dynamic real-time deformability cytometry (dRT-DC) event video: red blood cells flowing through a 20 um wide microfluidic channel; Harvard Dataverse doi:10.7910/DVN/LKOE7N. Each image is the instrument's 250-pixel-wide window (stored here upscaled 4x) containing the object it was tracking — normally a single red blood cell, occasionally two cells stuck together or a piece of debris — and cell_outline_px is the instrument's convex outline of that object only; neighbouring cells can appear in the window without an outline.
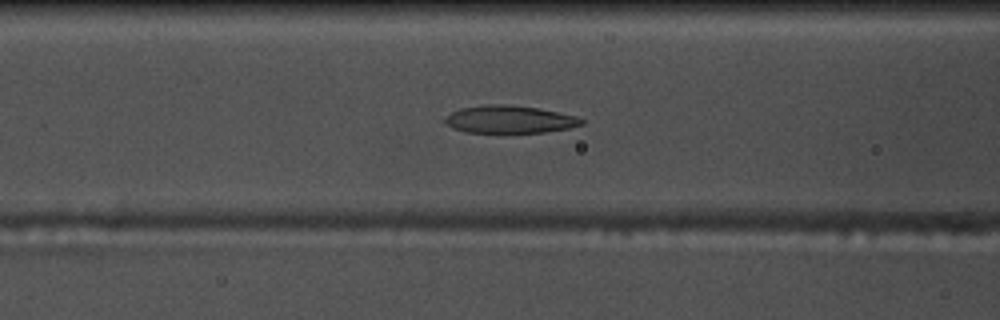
{"species": "common noctule bat (a hibernating species)", "species_latin": "Nyctalus noctula", "temperature_condition": "warm", "stored_images_in_passage": 41, "camera_frame_rate_fps": 3000, "um_per_image_px": 0.085, "animal": {"sex": "male", "body_mass_g": 17.5, "forearm_length_mm": 52.3}, "frame": {"image": 1, "passage_image": 15, "time_ms": 4.667, "image_size_px": [1000, 320], "cell_outline_px": [[584, 124], [568, 128], [544, 132], [464, 132], [452, 128], [444, 124], [440, 120], [452, 112], [460, 108], [488, 104], [500, 104], [536, 108], [576, 116], [584, 120]], "centroid_in_image_um": [43.23, 10.15], "position_along_channel_um": 123.4, "area_um2": 21.85}}
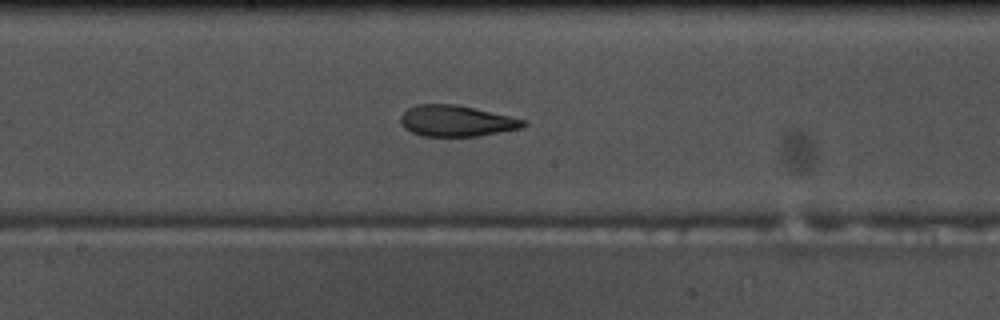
{"frame": {"image": 2, "passage_image": 22, "time_ms": 7.0, "image_size_px": [1000, 320], "cell_outline_px": [[528, 124], [520, 128], [476, 136], [420, 136], [404, 128], [400, 124], [400, 116], [408, 108], [416, 104], [456, 104], [528, 120]], "centroid_in_image_um": [38.77, 10.27], "position_along_channel_um": 209.4, "area_um2": 22.25}}
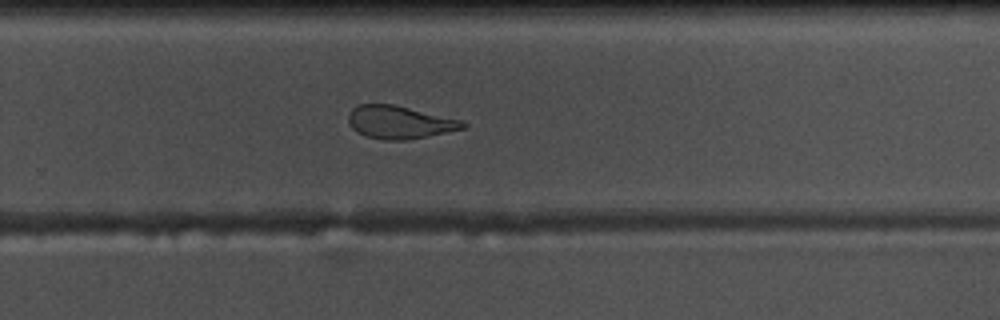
{"frame": {"image": 3, "passage_image": 29, "time_ms": 9.333, "image_size_px": [1000, 320], "cell_outline_px": [[468, 124], [464, 128], [408, 140], [384, 140], [364, 136], [352, 128], [348, 124], [348, 112], [352, 108], [360, 104], [392, 104], [464, 120]], "centroid_in_image_um": [33.94, 10.39], "position_along_channel_um": 295.9, "area_um2": 22.02}, "authors_computed_cell_mechanics": {"area_um2": 23.0044, "velocity_mm_per_s": 3.7079, "shape_relaxation_time_tau1_ms": 11.0162, "shape_relaxation_time_tau2_ms": 2.7008, "deformation_change_tau1": 0.2806, "deformation_change_tau2": 0.1081}}